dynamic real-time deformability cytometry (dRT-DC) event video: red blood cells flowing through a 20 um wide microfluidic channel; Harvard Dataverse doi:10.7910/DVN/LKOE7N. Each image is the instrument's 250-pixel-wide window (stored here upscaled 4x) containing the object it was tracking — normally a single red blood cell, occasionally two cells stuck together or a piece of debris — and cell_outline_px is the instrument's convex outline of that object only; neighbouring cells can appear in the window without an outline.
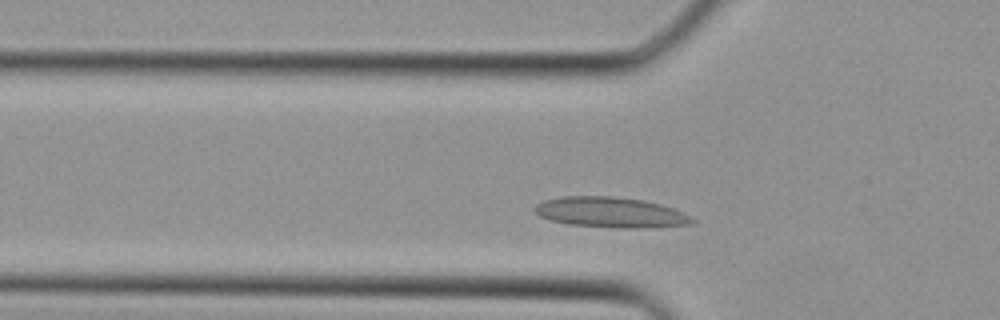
{"species": "Egyptian fruit bat (a non-hibernating species)", "species_latin": "Rousettus aegyptiacus", "temperature_condition": "cold", "stored_images_in_passage": 29, "camera_frame_rate_fps": 3000, "um_per_image_px": 0.085, "animal": {"sex": "female"}, "frame": {"image": 1, "passage_image": 4, "time_ms": 1.0, "image_size_px": [1000, 320], "cell_outline_px": [[696, 220], [692, 224], [644, 228], [620, 228], [568, 224], [552, 220], [540, 216], [532, 208], [536, 204], [544, 200], [564, 196], [612, 196], [644, 200], [660, 204], [684, 212], [692, 216]], "centroid_in_image_um": [51.93, 18.05], "position_along_channel_um": 73.9, "area_um2": 27.98}}
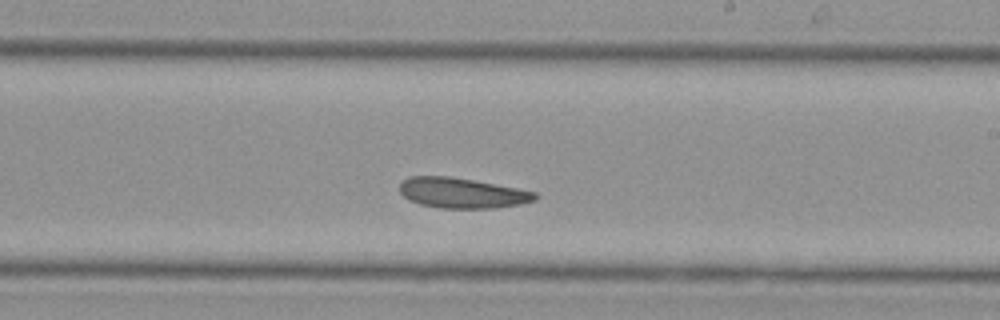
{"frame": {"image": 2, "passage_image": 14, "time_ms": 4.333, "image_size_px": [1000, 320], "cell_outline_px": [[540, 196], [536, 200], [520, 204], [492, 208], [440, 208], [420, 204], [404, 196], [400, 192], [400, 184], [408, 176], [448, 176], [472, 180], [516, 188], [536, 192]], "centroid_in_image_um": [39.29, 16.4], "position_along_channel_um": 249.7, "area_um2": 23.7}}
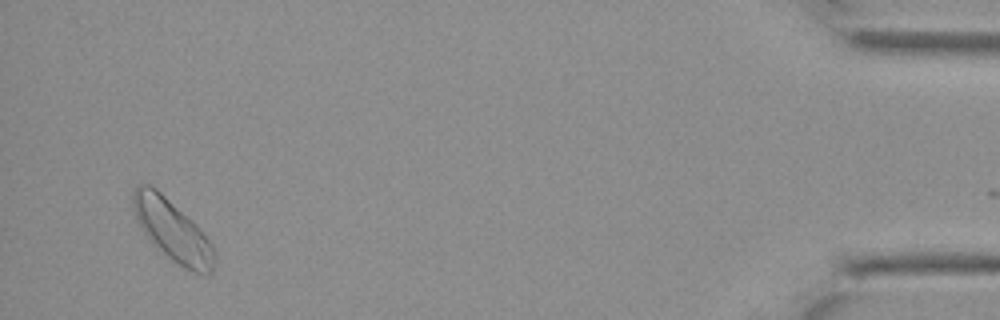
{"frame": {"image": 3, "passage_image": 28, "time_ms": 9.0, "image_size_px": [1000, 320], "cell_outline_px": [[216, 264], [212, 272], [208, 276], [192, 272], [176, 264], [156, 248], [148, 240], [140, 228], [132, 208], [132, 192], [136, 184], [152, 184], [212, 244], [216, 252]], "centroid_in_image_um": [14.62, 19.65], "position_along_channel_um": 420.6, "area_um2": 28.9}}